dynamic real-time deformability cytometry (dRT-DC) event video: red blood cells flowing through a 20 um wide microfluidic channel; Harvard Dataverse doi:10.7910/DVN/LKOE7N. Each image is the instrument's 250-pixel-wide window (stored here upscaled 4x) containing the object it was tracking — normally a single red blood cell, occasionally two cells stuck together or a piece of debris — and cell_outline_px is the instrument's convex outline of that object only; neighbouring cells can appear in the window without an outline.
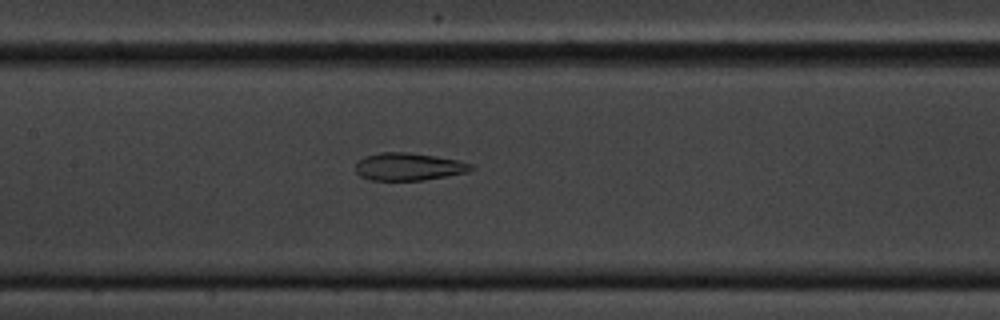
{"species": "common noctule bat (a hibernating species)", "species_latin": "Nyctalus noctula", "temperature_condition": "cold", "stored_images_in_passage": 42, "camera_frame_rate_fps": 3000, "um_per_image_px": 0.085, "animal": {"sex": "male", "body_mass_g": 20.1, "forearm_length_mm": 53.5}, "frame": {"image": 1, "passage_image": 13, "time_ms": 4.0, "image_size_px": [1000, 320], "cell_outline_px": [[472, 168], [468, 172], [424, 180], [372, 180], [360, 176], [356, 172], [356, 160], [364, 156], [380, 152], [408, 152], [460, 160], [472, 164]], "centroid_in_image_um": [34.7, 14.16], "position_along_channel_um": 172.7, "area_um2": 18.61}}
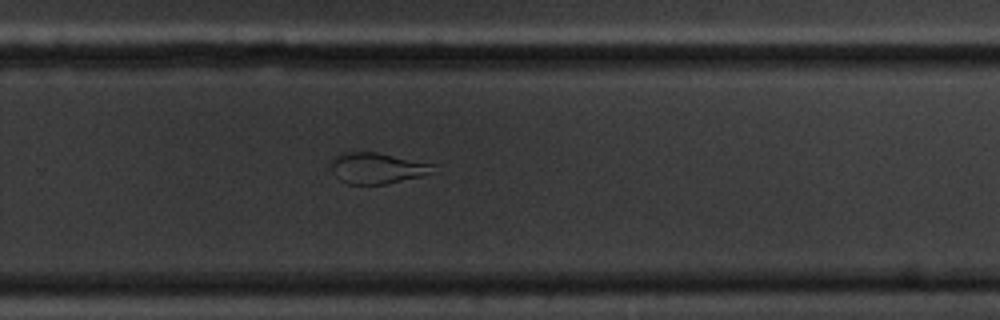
{"frame": {"image": 2, "passage_image": 24, "time_ms": 7.667, "image_size_px": [1000, 320], "cell_outline_px": [[436, 164], [428, 172], [420, 176], [384, 184], [348, 184], [340, 180], [336, 176], [332, 168], [332, 156], [340, 152], [376, 152]], "centroid_in_image_um": [31.98, 14.27], "position_along_channel_um": 297.8, "area_um2": 18.15}}
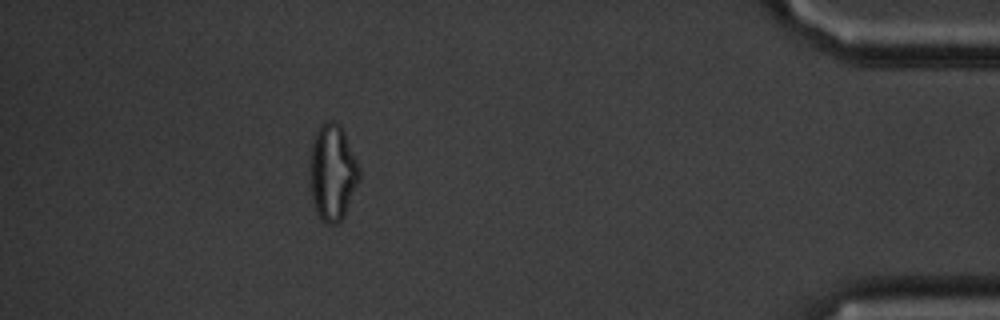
{"frame": {"image": 3, "passage_image": 38, "time_ms": 12.333, "image_size_px": [1000, 320], "cell_outline_px": [[360, 180], [344, 216], [336, 224], [328, 224], [320, 220], [316, 212], [312, 196], [312, 148], [316, 132], [320, 124], [324, 120], [332, 120], [340, 124], [344, 132], [360, 168]], "centroid_in_image_um": [28.31, 14.66], "position_along_channel_um": 406.9, "area_um2": 27.22}}